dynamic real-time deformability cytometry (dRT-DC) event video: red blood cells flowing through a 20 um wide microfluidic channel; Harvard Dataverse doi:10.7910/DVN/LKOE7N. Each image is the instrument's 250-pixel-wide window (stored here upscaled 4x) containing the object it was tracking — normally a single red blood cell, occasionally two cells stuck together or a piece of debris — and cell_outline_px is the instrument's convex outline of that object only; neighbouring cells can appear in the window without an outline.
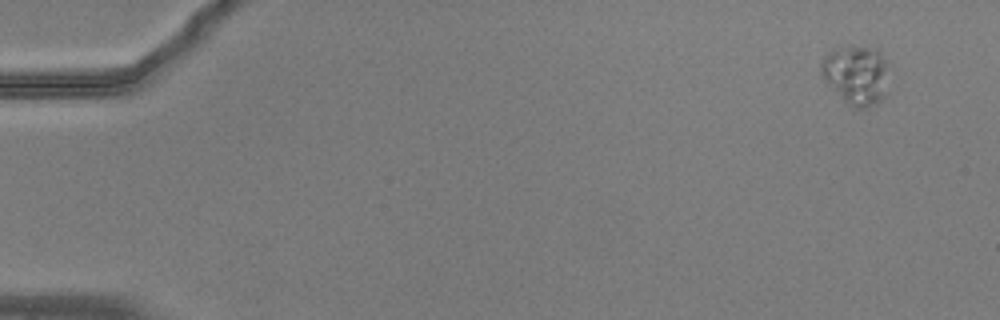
{"species": "common noctule bat (a hibernating species)", "species_latin": "Nyctalus noctula", "temperature_condition": "warm", "stored_images_in_passage": 8, "camera_frame_rate_fps": 3000, "um_per_image_px": 0.085, "animal": {"sex": "male", "body_mass_g": 20.5, "forearm_length_mm": 52.5}, "frame": {"image": 1, "passage_image": 2, "time_ms": 0.333, "image_size_px": [1000, 320], "cell_outline_px": [[888, 92], [876, 104], [864, 108], [856, 108], [848, 104], [824, 80], [820, 72], [820, 60], [824, 56], [836, 48], [880, 48], [888, 60]], "centroid_in_image_um": [72.83, 6.37], "position_along_channel_um": 12.2, "area_um2": 23.64}}